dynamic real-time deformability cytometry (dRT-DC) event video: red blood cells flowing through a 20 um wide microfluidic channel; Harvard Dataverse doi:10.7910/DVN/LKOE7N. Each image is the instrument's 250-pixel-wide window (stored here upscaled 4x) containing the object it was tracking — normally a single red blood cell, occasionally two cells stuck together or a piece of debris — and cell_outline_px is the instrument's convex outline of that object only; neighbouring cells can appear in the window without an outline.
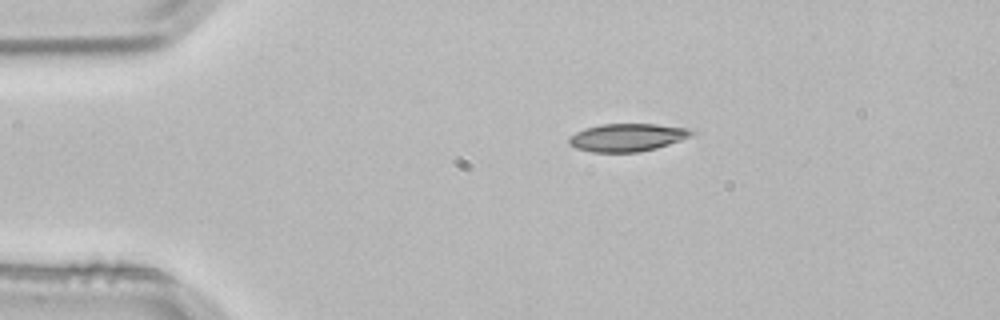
{"species": "common noctule bat (a hibernating species)", "species_latin": "Nyctalus noctula", "temperature_condition": "room temperature", "stored_images_in_passage": 2, "camera_frame_rate_fps": 3000, "um_per_image_px": 0.085, "animal": {"sex": "male", "body_mass_g": 21.5, "forearm_length_mm": 52.0}, "frame": {"image": 1, "passage_image": 1, "time_ms": 0.0, "image_size_px": [1000, 320], "cell_outline_px": [[696, 132], [692, 136], [656, 148], [640, 152], [592, 152], [576, 148], [568, 144], [568, 136], [584, 128], [600, 124], [656, 124], [688, 128]], "centroid_in_image_um": [53.29, 11.68], "position_along_channel_um": 31.7, "area_um2": 20.0}}
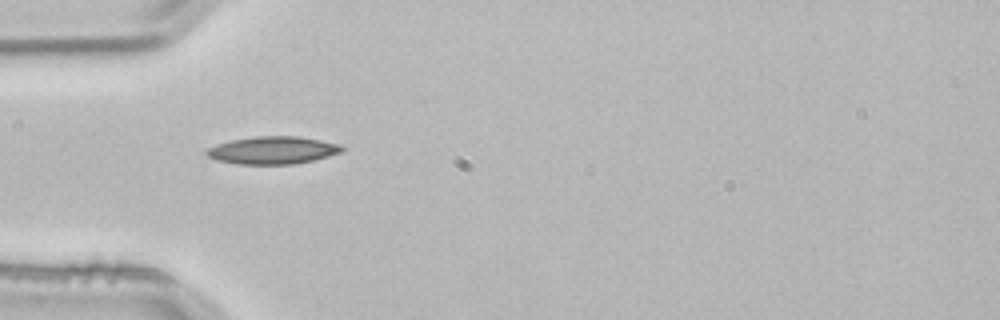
{"frame": {"image": 2, "passage_image": 2, "time_ms": 0.333, "image_size_px": [1000, 320], "cell_outline_px": [[344, 152], [312, 160], [292, 164], [236, 164], [216, 160], [208, 156], [204, 152], [208, 148], [216, 144], [232, 140], [252, 136], [300, 136], [340, 144], [344, 148]], "centroid_in_image_um": [23.18, 12.76], "position_along_channel_um": 61.8, "area_um2": 21.85}}